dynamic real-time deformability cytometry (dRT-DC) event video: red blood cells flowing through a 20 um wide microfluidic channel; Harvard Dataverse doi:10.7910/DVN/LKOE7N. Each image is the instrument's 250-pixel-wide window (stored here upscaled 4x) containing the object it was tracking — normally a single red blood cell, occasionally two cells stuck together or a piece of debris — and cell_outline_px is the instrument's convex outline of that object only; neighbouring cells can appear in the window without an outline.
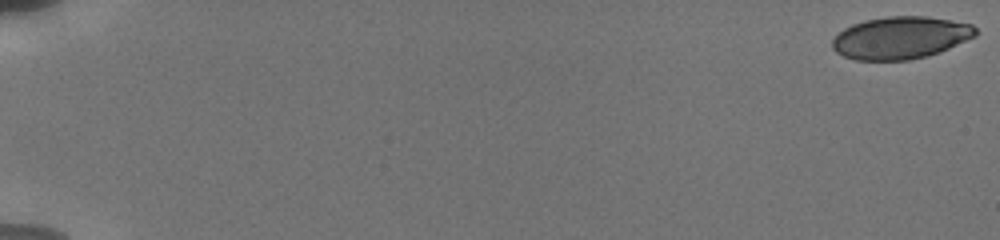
{"species": "human", "species_latin": "Homo sapiens", "temperature_condition": "cold", "stored_images_in_passage": 11, "camera_frame_rate_fps": 3000, "um_per_image_px": 0.085, "donor": {"sex": "male"}, "frame": {"image": 1, "passage_image": 1, "time_ms": 0.0, "image_size_px": [1000, 240], "cell_outline_px": [[980, 32], [976, 36], [940, 52], [908, 60], [856, 60], [844, 56], [836, 52], [832, 48], [832, 40], [844, 28], [852, 24], [864, 20], [888, 16], [928, 16], [972, 24]], "centroid_in_image_um": [76.56, 3.2], "position_along_channel_um": 8.4, "area_um2": 35.43}}
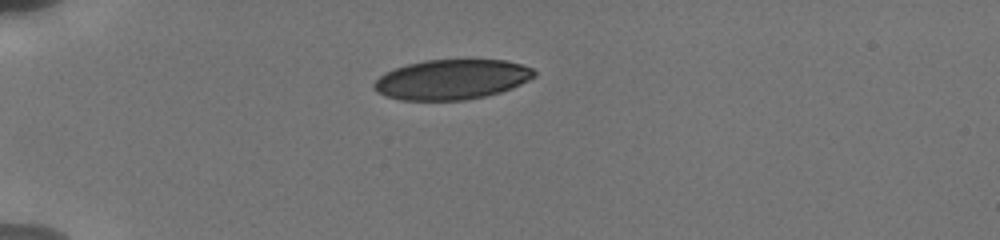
{"frame": {"image": 2, "passage_image": 7, "time_ms": 5.333, "image_size_px": [1000, 240], "cell_outline_px": [[536, 76], [512, 88], [500, 92], [484, 96], [464, 100], [400, 100], [384, 96], [376, 92], [372, 88], [372, 84], [384, 72], [408, 64], [424, 60], [504, 60], [520, 64], [532, 68], [536, 72]], "centroid_in_image_um": [38.36, 6.76], "position_along_channel_um": 46.6, "area_um2": 37.34}}
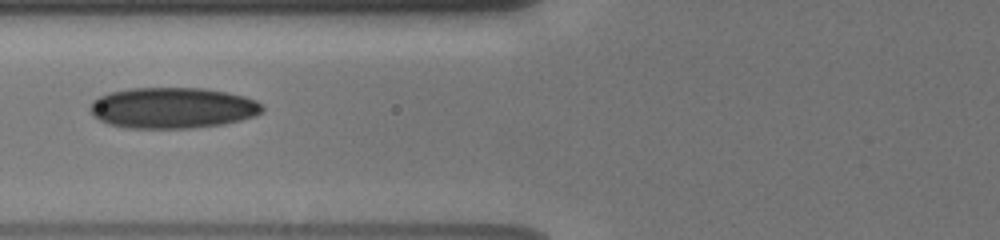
{"frame": {"image": 3, "passage_image": 10, "time_ms": 8.0, "image_size_px": [1000, 240], "cell_outline_px": [[264, 108], [256, 116], [224, 124], [192, 128], [128, 128], [108, 124], [92, 116], [88, 108], [92, 100], [100, 96], [112, 92], [132, 88], [204, 88], [228, 92], [244, 96], [256, 100], [264, 104]], "centroid_in_image_um": [14.67, 9.17], "position_along_channel_um": 111.1, "area_um2": 41.38}}